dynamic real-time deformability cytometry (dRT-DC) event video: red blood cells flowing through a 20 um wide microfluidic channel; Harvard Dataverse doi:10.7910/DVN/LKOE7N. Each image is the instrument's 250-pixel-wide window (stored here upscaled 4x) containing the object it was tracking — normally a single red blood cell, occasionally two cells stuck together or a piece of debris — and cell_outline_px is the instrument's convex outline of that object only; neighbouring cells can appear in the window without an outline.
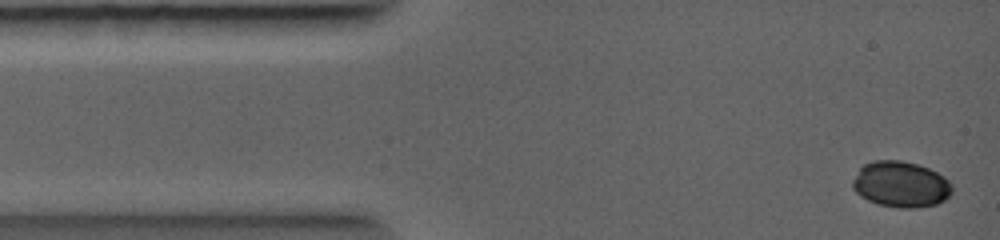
{"species": "common noctule bat (a hibernating species)", "species_latin": "Nyctalus noctula", "temperature_condition": "warm", "stored_images_in_passage": 25, "camera_frame_rate_fps": 5000, "um_per_image_px": 0.085, "animal": {"sex": "female", "body_mass_g": 19.0, "forearm_length_mm": 56.7}, "frame": {"image": 1, "passage_image": 2, "time_ms": 0.2, "image_size_px": [1000, 240], "cell_outline_px": [[952, 192], [944, 200], [936, 204], [916, 208], [896, 208], [876, 204], [860, 196], [852, 188], [852, 180], [860, 168], [864, 164], [876, 160], [892, 160], [916, 164], [928, 168], [936, 172], [948, 184]], "centroid_in_image_um": [76.49, 15.69], "position_along_channel_um": 8.5, "area_um2": 26.24}}
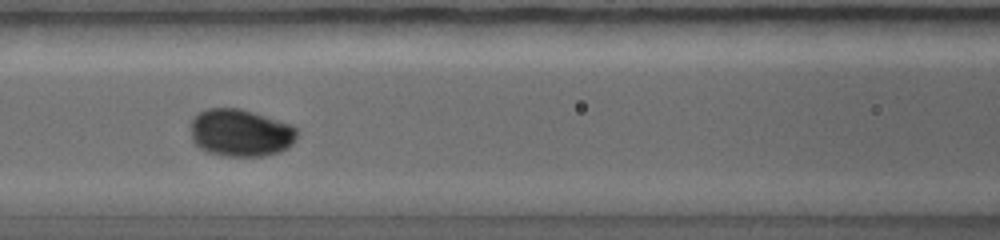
{"frame": {"image": 2, "passage_image": 15, "time_ms": 3.6, "image_size_px": [1000, 240], "cell_outline_px": [[296, 136], [292, 144], [288, 148], [280, 152], [264, 156], [220, 156], [208, 152], [200, 148], [196, 144], [192, 136], [192, 120], [200, 112], [208, 108], [240, 108], [288, 124], [296, 132]], "centroid_in_image_um": [20.42, 11.31], "position_along_channel_um": 146.2, "area_um2": 28.96}}
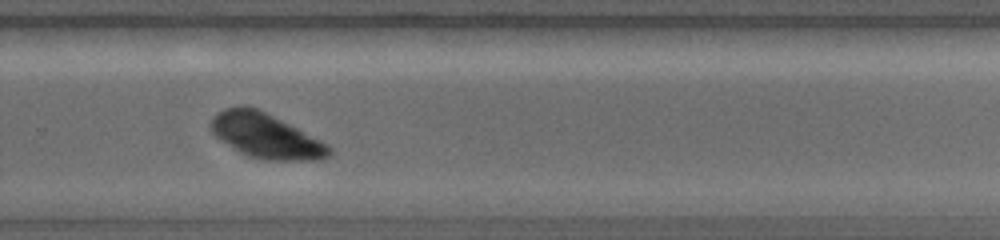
{"frame": {"image": 3, "passage_image": 21, "time_ms": 6.2, "image_size_px": [1000, 240], "cell_outline_px": [[332, 156], [324, 160], [260, 160], [244, 156], [224, 140], [212, 128], [212, 116], [216, 112], [224, 108], [240, 104], [244, 104], [256, 108], [272, 116], [332, 148]], "centroid_in_image_um": [22.59, 11.56], "position_along_channel_um": 307.2, "area_um2": 30.11}}